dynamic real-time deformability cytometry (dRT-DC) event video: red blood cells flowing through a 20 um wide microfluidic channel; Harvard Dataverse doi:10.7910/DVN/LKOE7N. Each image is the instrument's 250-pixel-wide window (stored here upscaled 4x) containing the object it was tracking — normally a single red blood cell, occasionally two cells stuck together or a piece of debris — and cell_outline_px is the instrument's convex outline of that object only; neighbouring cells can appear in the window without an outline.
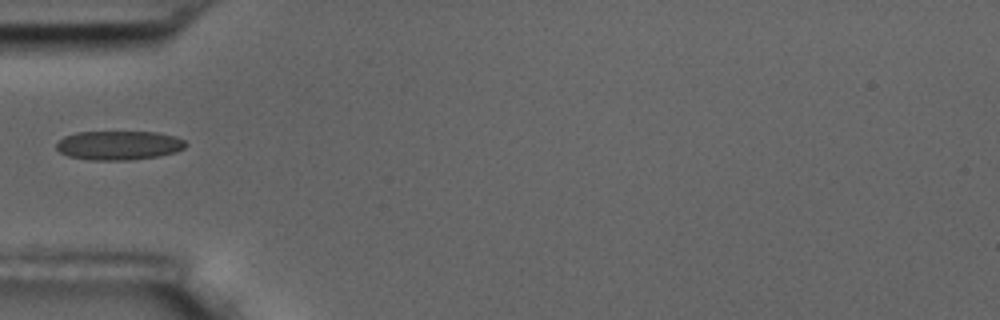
{"species": "common noctule bat (a hibernating species)", "species_latin": "Nyctalus noctula", "temperature_condition": "room temperature", "stored_images_in_passage": 4, "camera_frame_rate_fps": 3000, "um_per_image_px": 0.085, "animal": {"sex": "male", "body_mass_g": 17.5, "forearm_length_mm": 52.3}, "frame": {"image": 1, "passage_image": 1, "time_ms": 0.0, "image_size_px": [1000, 320], "cell_outline_px": [[188, 144], [184, 148], [176, 152], [160, 156], [132, 160], [92, 160], [68, 156], [60, 152], [56, 148], [56, 144], [64, 136], [76, 132], [156, 132], [176, 136], [184, 140]], "centroid_in_image_um": [10.13, 12.35], "position_along_channel_um": 74.9, "area_um2": 22.08}}
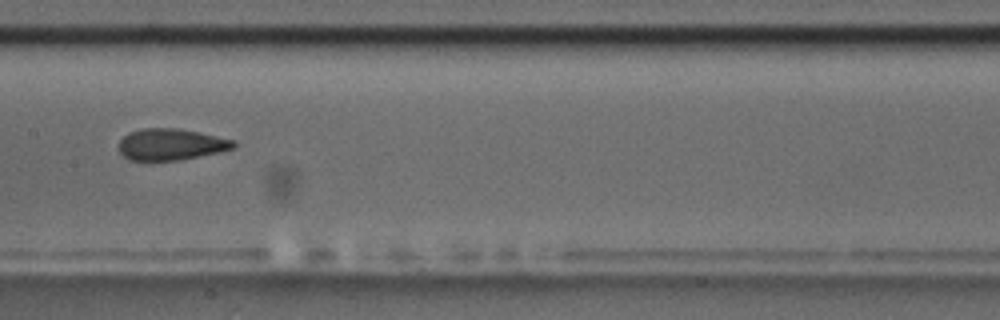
{"frame": {"image": 2, "passage_image": 4, "time_ms": 3.333, "image_size_px": [1000, 320], "cell_outline_px": [[236, 144], [232, 148], [220, 152], [180, 160], [128, 160], [120, 152], [120, 140], [128, 132], [140, 128], [180, 128], [236, 140]], "centroid_in_image_um": [14.54, 12.26], "position_along_channel_um": 192.9, "area_um2": 21.1}}